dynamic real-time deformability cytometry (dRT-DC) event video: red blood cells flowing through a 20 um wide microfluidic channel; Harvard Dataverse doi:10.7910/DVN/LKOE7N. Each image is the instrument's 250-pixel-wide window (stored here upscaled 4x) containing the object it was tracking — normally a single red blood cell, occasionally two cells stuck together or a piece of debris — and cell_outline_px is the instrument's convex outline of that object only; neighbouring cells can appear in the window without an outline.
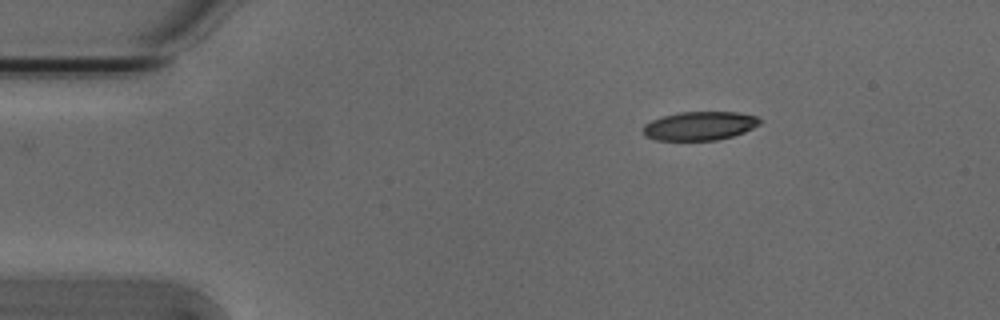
{"species": "Egyptian fruit bat (a non-hibernating species)", "species_latin": "Rousettus aegyptiacus", "temperature_condition": "cold", "stored_images_in_passage": 46, "camera_frame_rate_fps": 3000, "um_per_image_px": 0.085, "animal": {"sex": "male"}, "frame": {"image": 1, "passage_image": 1, "time_ms": 0.0, "image_size_px": [1000, 320], "cell_outline_px": [[760, 124], [744, 132], [732, 136], [716, 140], [656, 140], [644, 136], [644, 124], [652, 120], [664, 116], [680, 112], [736, 112], [756, 116], [760, 120]], "centroid_in_image_um": [59.46, 10.7], "position_along_channel_um": 25.5, "area_um2": 19.36}}
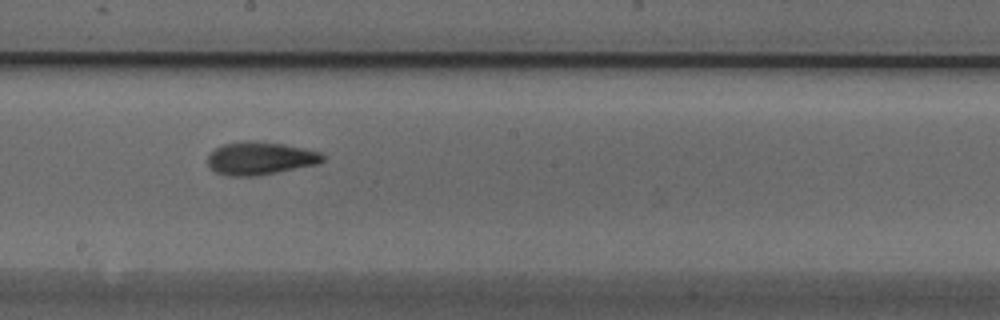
{"frame": {"image": 2, "passage_image": 22, "time_ms": 7.0, "image_size_px": [1000, 320], "cell_outline_px": [[324, 160], [316, 164], [256, 176], [228, 176], [216, 172], [208, 164], [208, 156], [216, 148], [224, 144], [244, 140], [256, 140], [284, 144], [304, 148], [320, 152], [324, 156]], "centroid_in_image_um": [22.11, 13.44], "position_along_channel_um": 226.1, "area_um2": 21.96}}
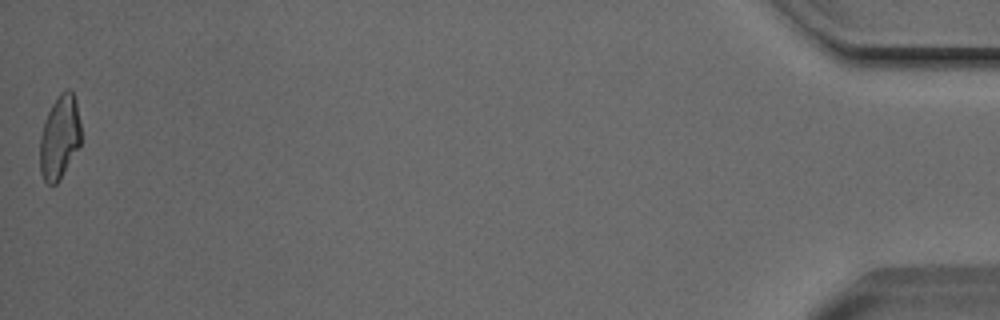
{"frame": {"image": 3, "passage_image": 46, "time_ms": 15.0, "image_size_px": [1000, 320], "cell_outline_px": [[80, 144], [60, 180], [56, 184], [48, 184], [44, 180], [40, 172], [40, 136], [48, 112], [52, 104], [60, 92], [68, 88], [72, 92], [76, 100], [80, 124]], "centroid_in_image_um": [5.06, 11.67], "position_along_channel_um": 430.1, "area_um2": 19.88}, "authors_computed_cell_mechanics": {"area_um2": 21.1837, "velocity_mm_per_s": 3.8237, "shape_relaxation_time_tau1_ms": 3.753, "shape_relaxation_time_tau2_ms": 2.1871, "deformation_change_tau1": 0.1359, "deformation_change_tau2": 0.0918}}